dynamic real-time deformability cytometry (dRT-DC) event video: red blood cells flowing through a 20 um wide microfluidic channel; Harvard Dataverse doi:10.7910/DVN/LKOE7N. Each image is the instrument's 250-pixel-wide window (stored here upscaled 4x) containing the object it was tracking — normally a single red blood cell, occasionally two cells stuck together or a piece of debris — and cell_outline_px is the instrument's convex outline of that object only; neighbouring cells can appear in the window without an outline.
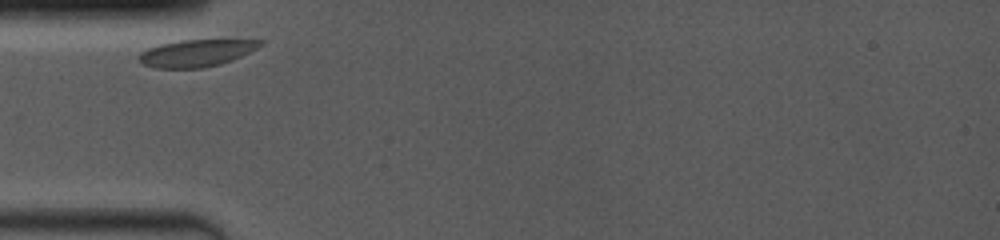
{"species": "common noctule bat (a hibernating species)", "species_latin": "Nyctalus noctula", "temperature_condition": "room temperature", "stored_images_in_passage": 24, "camera_frame_rate_fps": 4000, "um_per_image_px": 0.085, "animal": {"sex": "female", "body_mass_g": 19.0, "forearm_length_mm": 53.3}, "frame": {"image": 1, "passage_image": 1, "time_ms": 0.0, "image_size_px": [1000, 240], "cell_outline_px": [[264, 44], [232, 60], [220, 64], [204, 68], [152, 68], [136, 60], [136, 56], [140, 52], [148, 48], [160, 44], [180, 40], [264, 40]], "centroid_in_image_um": [16.62, 4.52], "position_along_channel_um": 68.4, "area_um2": 19.19}}
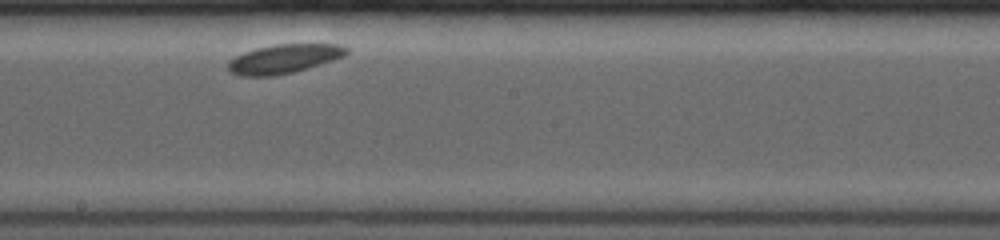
{"frame": {"image": 2, "passage_image": 14, "time_ms": 4.5, "image_size_px": [1000, 240], "cell_outline_px": [[348, 52], [344, 56], [332, 60], [292, 72], [272, 76], [240, 76], [228, 72], [228, 60], [244, 52], [256, 48], [276, 44], [336, 44], [348, 48]], "centroid_in_image_um": [24.07, 5.0], "position_along_channel_um": 224.1, "area_um2": 19.83}}
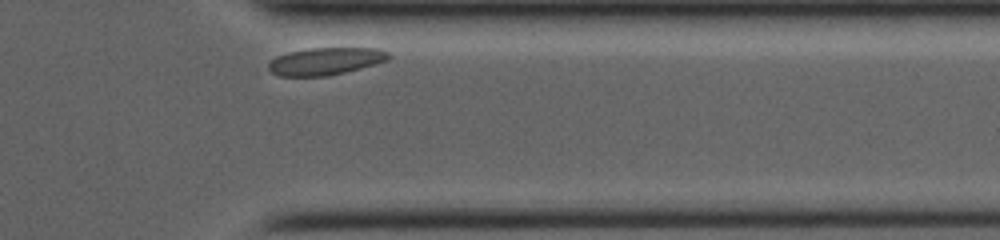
{"frame": {"image": 3, "passage_image": 24, "time_ms": 9.0, "image_size_px": [1000, 240], "cell_outline_px": [[392, 56], [388, 60], [360, 68], [328, 76], [280, 76], [272, 72], [268, 68], [268, 64], [276, 56], [288, 52], [308, 48], [380, 48], [388, 52]], "centroid_in_image_um": [27.68, 5.19], "position_along_channel_um": 383.7, "area_um2": 19.13}}